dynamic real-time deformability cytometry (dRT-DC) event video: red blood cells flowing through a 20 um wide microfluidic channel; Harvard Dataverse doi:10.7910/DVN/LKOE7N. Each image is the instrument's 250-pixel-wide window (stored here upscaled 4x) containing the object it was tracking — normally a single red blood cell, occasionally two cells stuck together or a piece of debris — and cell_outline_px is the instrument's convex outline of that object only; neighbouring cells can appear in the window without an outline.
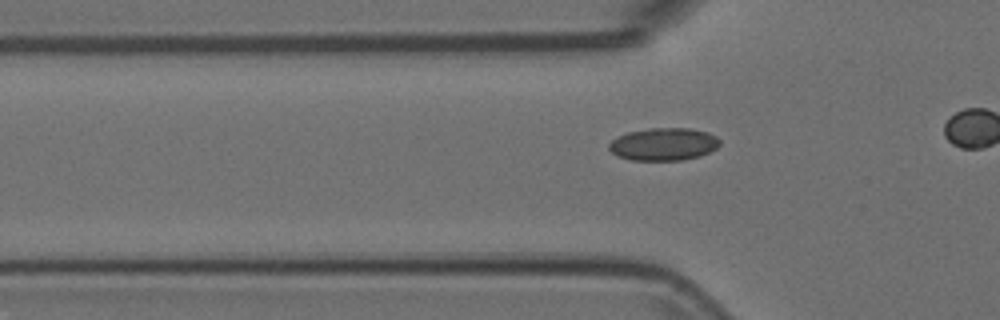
{"species": "Egyptian fruit bat (a non-hibernating species)", "species_latin": "Rousettus aegyptiacus", "temperature_condition": "room temperature", "stored_images_in_passage": 30, "camera_frame_rate_fps": 3000, "um_per_image_px": 0.085, "animal": {"sex": "female"}, "frame": {"image": 1, "passage_image": 5, "time_ms": 1.333, "image_size_px": [1000, 320], "cell_outline_px": [[720, 144], [716, 148], [700, 156], [680, 160], [632, 160], [616, 156], [608, 148], [608, 144], [616, 136], [628, 132], [652, 128], [688, 128], [708, 132], [716, 136], [720, 140]], "centroid_in_image_um": [56.39, 12.25], "position_along_channel_um": 69.4, "area_um2": 21.1}}
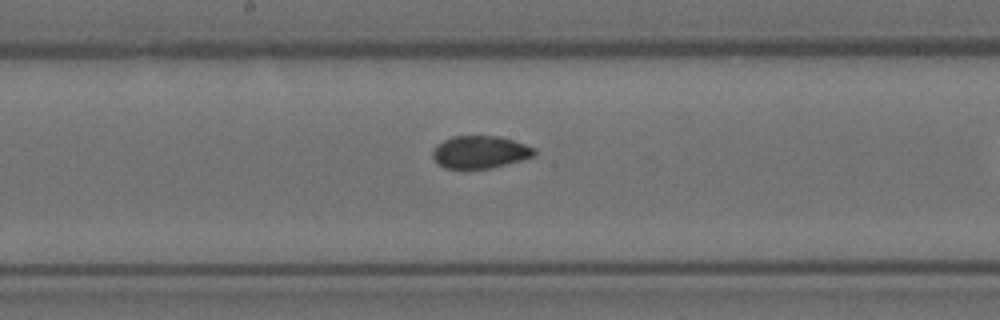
{"frame": {"image": 2, "passage_image": 16, "time_ms": 5.0, "image_size_px": [1000, 320], "cell_outline_px": [[536, 156], [492, 168], [444, 168], [432, 156], [432, 148], [436, 144], [452, 136], [500, 136], [536, 148]], "centroid_in_image_um": [40.81, 12.92], "position_along_channel_um": 207.4, "area_um2": 19.31}}
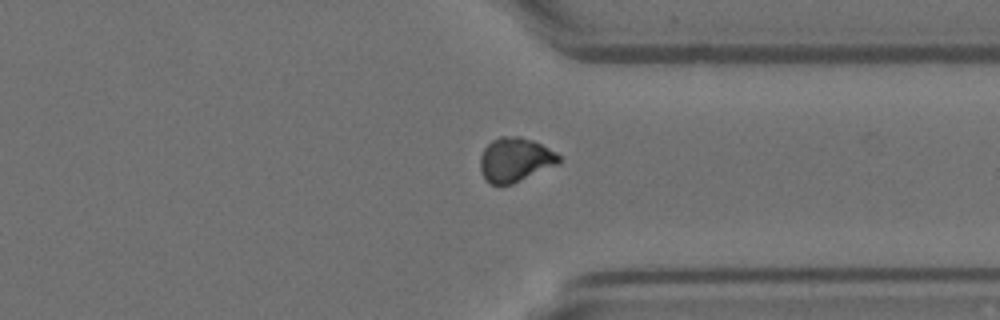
{"frame": {"image": 3, "passage_image": 29, "time_ms": 9.333, "image_size_px": [1000, 320], "cell_outline_px": [[560, 164], [512, 184], [492, 184], [484, 176], [480, 168], [480, 156], [484, 148], [492, 140], [500, 136], [520, 136], [532, 140], [556, 152], [560, 156]], "centroid_in_image_um": [43.81, 13.56], "position_along_channel_um": 367.6, "area_um2": 20.23}}